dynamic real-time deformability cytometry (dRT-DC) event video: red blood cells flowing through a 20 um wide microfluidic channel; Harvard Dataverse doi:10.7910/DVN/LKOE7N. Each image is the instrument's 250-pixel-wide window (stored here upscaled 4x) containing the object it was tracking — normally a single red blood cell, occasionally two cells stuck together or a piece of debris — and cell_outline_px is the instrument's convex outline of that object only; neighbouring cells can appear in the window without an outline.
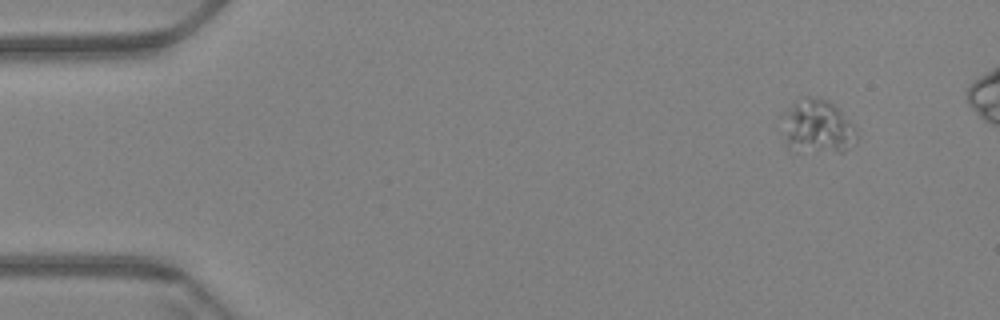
{"species": "Egyptian fruit bat (a non-hibernating species)", "species_latin": "Rousettus aegyptiacus", "temperature_condition": "warm", "stored_images_in_passage": 57, "camera_frame_rate_fps": 3000, "um_per_image_px": 0.085, "animal": {"sex": "female"}, "frame": {"image": 1, "passage_image": 1, "time_ms": 0.0, "image_size_px": [1000, 320], "cell_outline_px": [[856, 144], [844, 152], [796, 152], [788, 148], [784, 140], [780, 116], [800, 96], [812, 96], [828, 100], [852, 124], [856, 132]], "centroid_in_image_um": [69.41, 10.79], "position_along_channel_um": 15.6, "area_um2": 23.99}}
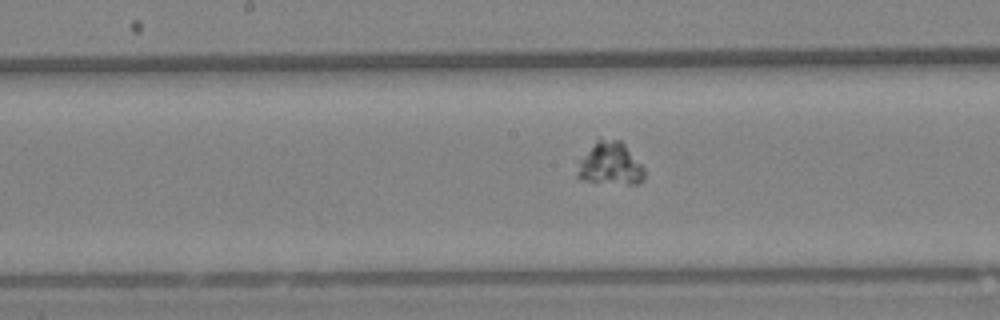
{"frame": {"image": 2, "passage_image": 27, "time_ms": 8.667, "image_size_px": [1000, 320], "cell_outline_px": [[644, 180], [640, 184], [628, 184], [580, 180], [576, 176], [576, 172], [584, 156], [596, 140], [620, 140], [624, 144], [644, 168]], "centroid_in_image_um": [51.9, 13.96], "position_along_channel_um": 196.3, "area_um2": 16.24}}
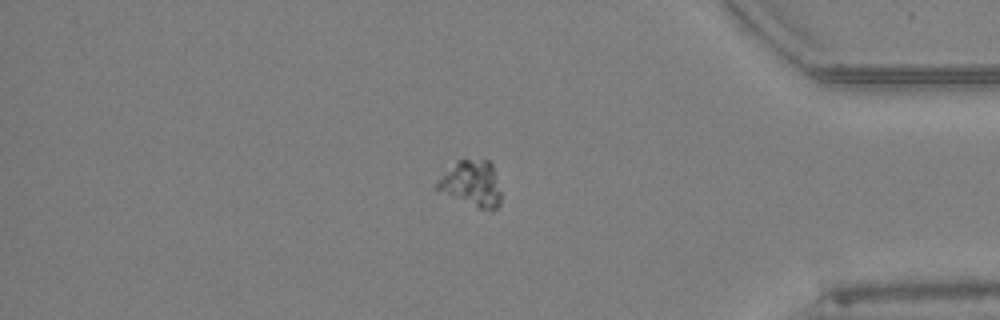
{"frame": {"image": 3, "passage_image": 47, "time_ms": 15.333, "image_size_px": [1000, 320], "cell_outline_px": [[500, 204], [496, 208], [476, 208], [432, 188], [456, 160], [488, 160], [492, 164], [500, 192]], "centroid_in_image_um": [40.06, 15.61], "position_along_channel_um": 395.1, "area_um2": 16.82}}